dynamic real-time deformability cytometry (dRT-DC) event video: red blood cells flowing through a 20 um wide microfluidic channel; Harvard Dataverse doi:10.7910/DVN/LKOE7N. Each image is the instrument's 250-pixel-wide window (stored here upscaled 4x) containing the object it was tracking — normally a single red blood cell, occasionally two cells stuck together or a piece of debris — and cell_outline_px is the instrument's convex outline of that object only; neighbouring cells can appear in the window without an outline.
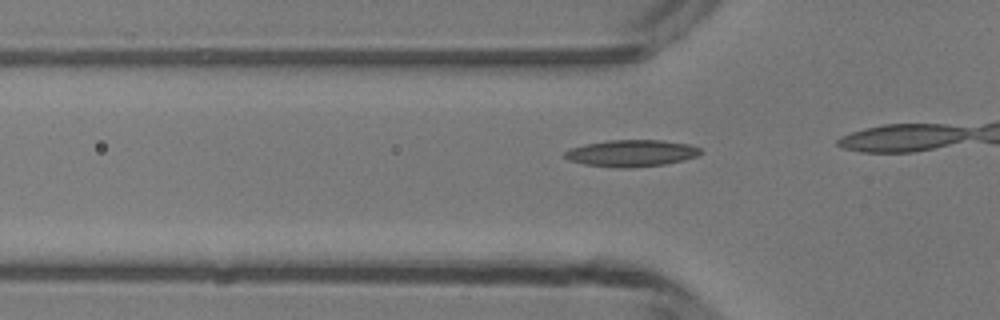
{"species": "common noctule bat (a hibernating species)", "species_latin": "Nyctalus noctula", "temperature_condition": "room temperature", "stored_images_in_passage": 16, "camera_frame_rate_fps": 3000, "um_per_image_px": 0.085, "animal": {"sex": "male", "body_mass_g": 13.3}, "frame": {"image": 1, "passage_image": 12, "time_ms": 3.667, "image_size_px": [1000, 320], "cell_outline_px": [[704, 152], [696, 156], [684, 160], [664, 164], [632, 168], [616, 168], [584, 164], [568, 160], [564, 156], [564, 152], [572, 148], [584, 144], [608, 140], [664, 140], [688, 144], [700, 148]], "centroid_in_image_um": [53.68, 13.02], "position_along_channel_um": 72.1, "area_um2": 21.27}}